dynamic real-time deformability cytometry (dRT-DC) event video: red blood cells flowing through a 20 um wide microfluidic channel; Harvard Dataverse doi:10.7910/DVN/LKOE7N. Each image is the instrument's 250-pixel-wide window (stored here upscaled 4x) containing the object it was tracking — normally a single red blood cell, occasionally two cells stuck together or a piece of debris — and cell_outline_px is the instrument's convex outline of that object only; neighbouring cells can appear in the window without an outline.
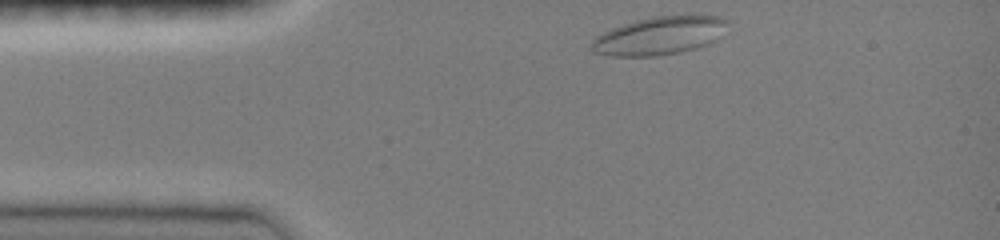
{"species": "common noctule bat (a hibernating species)", "species_latin": "Nyctalus noctula", "temperature_condition": "room temperature", "stored_images_in_passage": 9, "camera_frame_rate_fps": 3000, "um_per_image_px": 0.085, "animal": {"sex": "female", "body_mass_g": 19.0, "forearm_length_mm": 51.5}, "frame": {"image": 1, "passage_image": 1, "time_ms": 0.0, "image_size_px": [1000, 240], "cell_outline_px": [[728, 20], [720, 36], [716, 40], [708, 44], [696, 48], [680, 52], [656, 56], [612, 56], [592, 52], [592, 40], [596, 36], [612, 28], [636, 20], [652, 16], [692, 12], [700, 12], [720, 16]], "centroid_in_image_um": [56.12, 2.98], "position_along_channel_um": 28.9, "area_um2": 31.04}}